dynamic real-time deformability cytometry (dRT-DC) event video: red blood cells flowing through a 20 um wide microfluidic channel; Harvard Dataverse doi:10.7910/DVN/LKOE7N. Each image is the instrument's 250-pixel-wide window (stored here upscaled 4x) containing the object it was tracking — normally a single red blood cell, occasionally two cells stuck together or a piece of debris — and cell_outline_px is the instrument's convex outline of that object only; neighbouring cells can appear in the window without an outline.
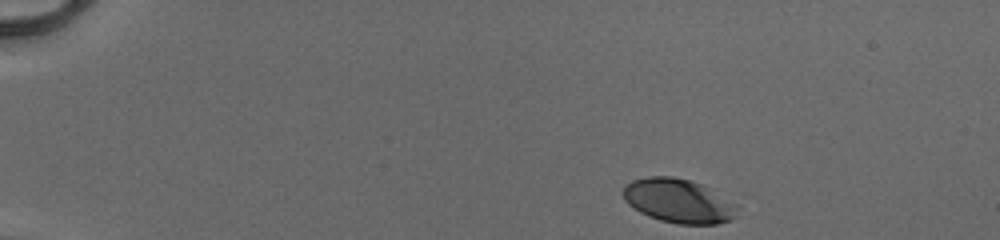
{"species": "human", "species_latin": "Homo sapiens", "temperature_condition": "cold", "stored_images_in_passage": 38, "camera_frame_rate_fps": 3000, "um_per_image_px": 0.085, "donor": {"sex": "male"}, "frame": {"image": 1, "passage_image": 1, "time_ms": 0.0, "image_size_px": [1000, 240], "cell_outline_px": [[740, 208], [736, 216], [732, 220], [716, 224], [676, 224], [660, 220], [648, 216], [640, 212], [628, 204], [624, 200], [624, 184], [632, 180], [648, 176], [672, 176], [688, 180], [700, 184], [740, 204]], "centroid_in_image_um": [57.71, 17.08], "position_along_channel_um": 27.3, "area_um2": 29.59}}
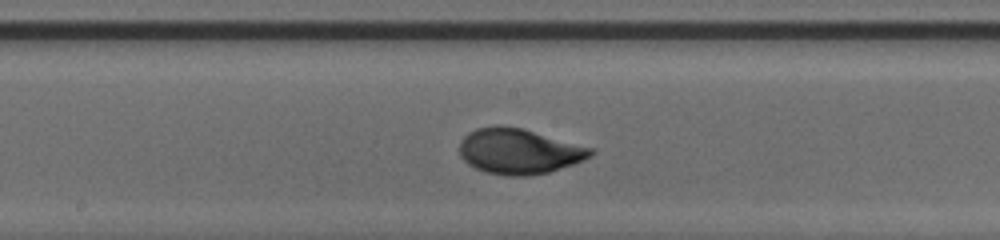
{"frame": {"image": 2, "passage_image": 22, "time_ms": 7.0, "image_size_px": [1000, 240], "cell_outline_px": [[596, 152], [592, 156], [584, 160], [548, 172], [528, 176], [508, 176], [484, 172], [468, 164], [460, 156], [460, 140], [468, 132], [476, 128], [496, 124], [500, 124], [524, 128], [596, 148]], "centroid_in_image_um": [44.14, 12.83], "position_along_channel_um": 204.1, "area_um2": 35.37}}
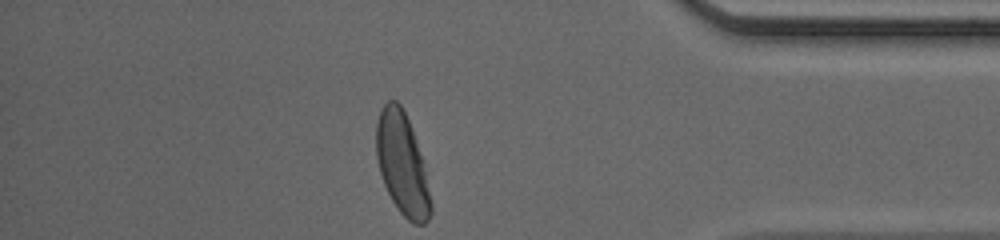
{"frame": {"image": 3, "passage_image": 38, "time_ms": 12.333, "image_size_px": [1000, 240], "cell_outline_px": [[432, 212], [428, 220], [424, 224], [412, 224], [400, 212], [392, 200], [384, 184], [380, 172], [376, 156], [376, 124], [380, 108], [388, 100], [396, 100], [400, 104], [408, 120], [420, 156], [432, 204]], "centroid_in_image_um": [34.15, 13.95], "position_along_channel_um": 401.0, "area_um2": 31.73}, "authors_computed_cell_mechanics": {"area_um2": 32.946, "velocity_mm_per_s": 4.1159, "shape_relaxation_time_tau1_ms": 2.4533, "shape_relaxation_time_tau2_ms": null, "deformation_change_tau1": 0.1424, "deformation_change_tau2": null}}